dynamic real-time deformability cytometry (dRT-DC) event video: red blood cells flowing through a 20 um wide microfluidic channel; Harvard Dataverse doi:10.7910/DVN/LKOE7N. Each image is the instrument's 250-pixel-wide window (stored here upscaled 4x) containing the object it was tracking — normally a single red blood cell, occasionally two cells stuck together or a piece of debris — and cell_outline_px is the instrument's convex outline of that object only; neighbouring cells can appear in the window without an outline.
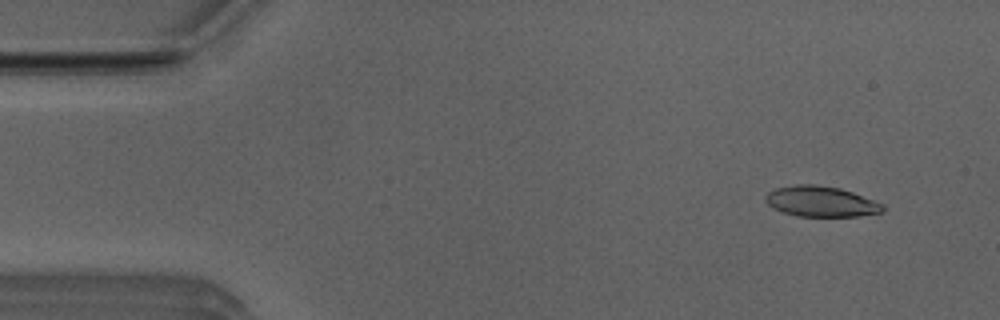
{"species": "Egyptian fruit bat (a non-hibernating species)", "species_latin": "Rousettus aegyptiacus", "temperature_condition": "room temperature", "stored_images_in_passage": 45, "camera_frame_rate_fps": 3000, "um_per_image_px": 0.085, "animal": {"sex": "male"}, "frame": {"image": 1, "passage_image": 4, "time_ms": 1.0, "image_size_px": [1000, 320], "cell_outline_px": [[884, 212], [860, 216], [800, 216], [784, 212], [772, 208], [764, 200], [764, 196], [768, 192], [776, 188], [796, 184], [816, 184], [840, 188], [852, 192], [884, 204]], "centroid_in_image_um": [69.78, 17.12], "position_along_channel_um": 15.2, "area_um2": 20.92}}
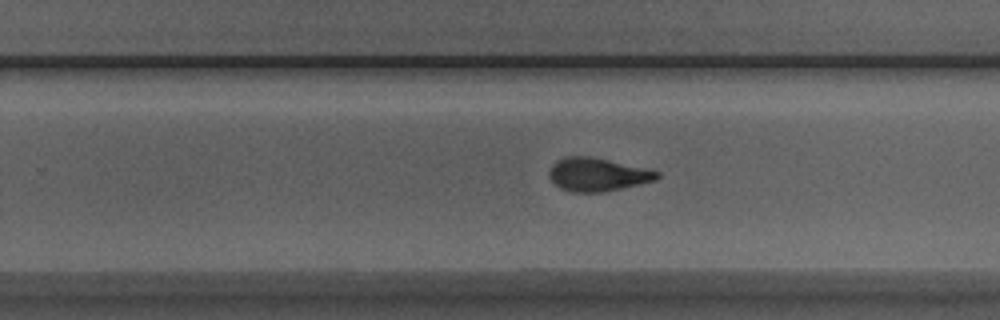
{"frame": {"image": 2, "passage_image": 30, "time_ms": 9.667, "image_size_px": [1000, 320], "cell_outline_px": [[660, 176], [656, 180], [640, 184], [604, 192], [572, 192], [560, 188], [548, 176], [548, 172], [552, 164], [556, 160], [564, 156], [592, 156], [652, 168], [660, 172]], "centroid_in_image_um": [50.83, 14.81], "position_along_channel_um": 279.0, "area_um2": 21.44}}
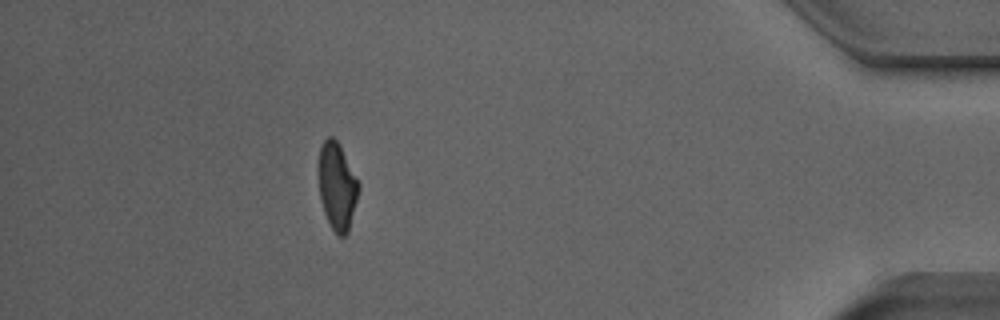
{"frame": {"image": 3, "passage_image": 44, "time_ms": 14.333, "image_size_px": [1000, 320], "cell_outline_px": [[360, 188], [348, 232], [344, 236], [336, 236], [328, 224], [320, 200], [316, 168], [316, 164], [320, 148], [324, 140], [328, 136], [332, 136], [336, 140], [360, 184]], "centroid_in_image_um": [28.6, 15.85], "position_along_channel_um": 406.6, "area_um2": 20.81}, "authors_computed_cell_mechanics": {"area_um2": 21.3282, "velocity_mm_per_s": 3.9542, "shape_relaxation_time_tau1_ms": 4.05, "shape_relaxation_time_tau2_ms": 1.8219, "deformation_change_tau1": 0.1924, "deformation_change_tau2": 0.1034}}